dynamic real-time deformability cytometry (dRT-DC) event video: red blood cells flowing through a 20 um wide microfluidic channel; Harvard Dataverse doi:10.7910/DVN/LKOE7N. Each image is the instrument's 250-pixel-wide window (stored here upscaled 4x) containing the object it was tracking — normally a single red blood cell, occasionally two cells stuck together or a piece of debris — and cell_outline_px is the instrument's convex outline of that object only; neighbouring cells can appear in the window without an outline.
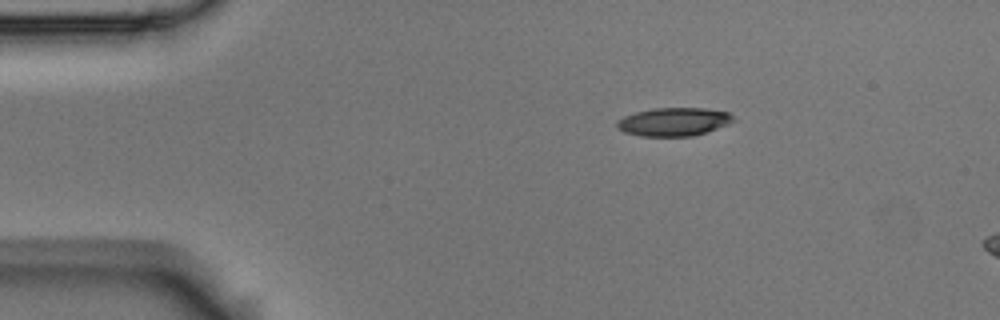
{"species": "Egyptian fruit bat (a non-hibernating species)", "species_latin": "Rousettus aegyptiacus", "temperature_condition": "room temperature", "stored_images_in_passage": 7, "camera_frame_rate_fps": 3000, "um_per_image_px": 0.085, "animal": {"sex": "male"}, "frame": {"image": 1, "passage_image": 1, "time_ms": 0.0, "image_size_px": [1000, 320], "cell_outline_px": [[736, 120], [728, 124], [708, 132], [692, 136], [640, 136], [624, 132], [616, 128], [616, 120], [624, 116], [636, 112], [652, 108], [704, 108], [728, 112]], "centroid_in_image_um": [57.25, 10.35], "position_along_channel_um": 27.8, "area_um2": 19.36}}